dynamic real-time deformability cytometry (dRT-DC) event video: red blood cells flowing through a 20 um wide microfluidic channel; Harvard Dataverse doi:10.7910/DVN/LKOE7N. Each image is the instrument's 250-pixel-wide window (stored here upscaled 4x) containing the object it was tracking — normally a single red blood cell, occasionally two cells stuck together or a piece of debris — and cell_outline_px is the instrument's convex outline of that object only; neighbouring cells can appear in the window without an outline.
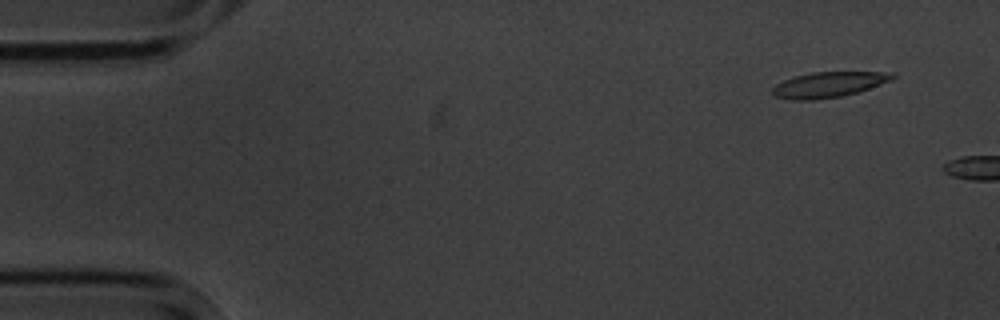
{"species": "common noctule bat (a hibernating species)", "species_latin": "Nyctalus noctula", "temperature_condition": "cold", "stored_images_in_passage": 2, "camera_frame_rate_fps": 3000, "um_per_image_px": 0.085, "animal": {"sex": "male", "body_mass_g": 20.1, "forearm_length_mm": 53.5}, "frame": {"image": 1, "passage_image": 1, "time_ms": 0.0, "image_size_px": [1000, 320], "cell_outline_px": [[896, 76], [892, 80], [856, 92], [840, 96], [812, 100], [792, 100], [776, 96], [772, 92], [772, 88], [776, 84], [784, 80], [796, 76], [812, 72], [896, 72]], "centroid_in_image_um": [70.44, 7.18], "position_along_channel_um": 14.6, "area_um2": 17.57}}